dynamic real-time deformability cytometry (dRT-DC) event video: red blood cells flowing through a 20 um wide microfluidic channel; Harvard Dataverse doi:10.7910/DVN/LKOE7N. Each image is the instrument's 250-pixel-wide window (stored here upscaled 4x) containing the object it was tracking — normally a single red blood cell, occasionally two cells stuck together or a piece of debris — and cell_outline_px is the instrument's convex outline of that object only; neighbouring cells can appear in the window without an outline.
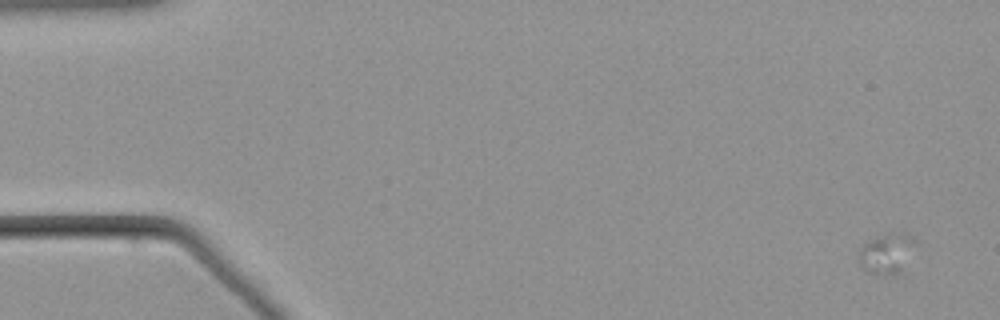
{"species": "common noctule bat (a hibernating species)", "species_latin": "Nyctalus noctula", "temperature_condition": "warm", "stored_images_in_passage": 9, "camera_frame_rate_fps": 3000, "um_per_image_px": 0.085, "animal": {"sex": "male", "body_mass_g": 21.5, "forearm_length_mm": 52.0}, "frame": {"image": 1, "passage_image": 3, "time_ms": 0.667, "image_size_px": [1000, 320], "cell_outline_px": [[920, 244], [900, 272], [896, 276], [868, 272], [860, 264], [860, 248], [868, 240], [876, 236], [912, 236]], "centroid_in_image_um": [75.43, 21.59], "position_along_channel_um": 9.6, "area_um2": 13.01}}